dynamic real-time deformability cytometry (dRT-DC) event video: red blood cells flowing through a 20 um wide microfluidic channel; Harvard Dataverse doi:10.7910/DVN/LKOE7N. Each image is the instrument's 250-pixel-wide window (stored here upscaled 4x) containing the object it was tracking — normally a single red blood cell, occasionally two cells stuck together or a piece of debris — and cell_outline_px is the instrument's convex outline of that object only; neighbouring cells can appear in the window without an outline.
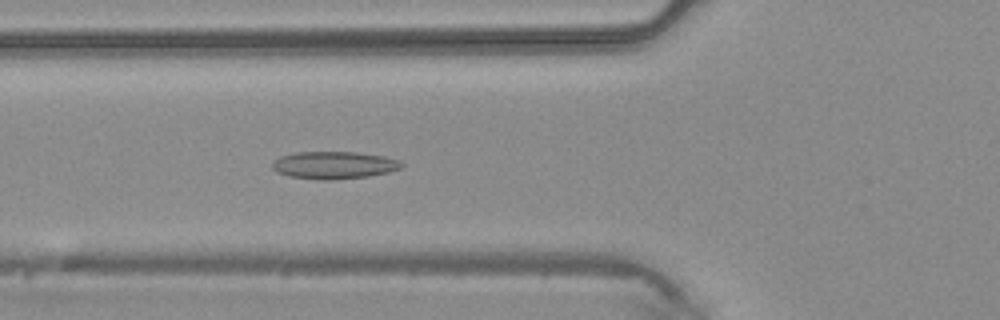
{"species": "common noctule bat (a hibernating species)", "species_latin": "Nyctalus noctula", "temperature_condition": "warm", "stored_images_in_passage": 42, "camera_frame_rate_fps": 3000, "um_per_image_px": 0.085, "animal": {"sex": "male", "body_mass_g": 20.4}, "frame": {"image": 1, "passage_image": 15, "time_ms": 4.667, "image_size_px": [1000, 320], "cell_outline_px": [[404, 164], [400, 168], [388, 172], [368, 176], [332, 180], [320, 180], [288, 176], [276, 172], [272, 168], [272, 164], [280, 156], [296, 152], [356, 152], [384, 156], [400, 160]], "centroid_in_image_um": [28.39, 14.04], "position_along_channel_um": 97.4, "area_um2": 20.69}}
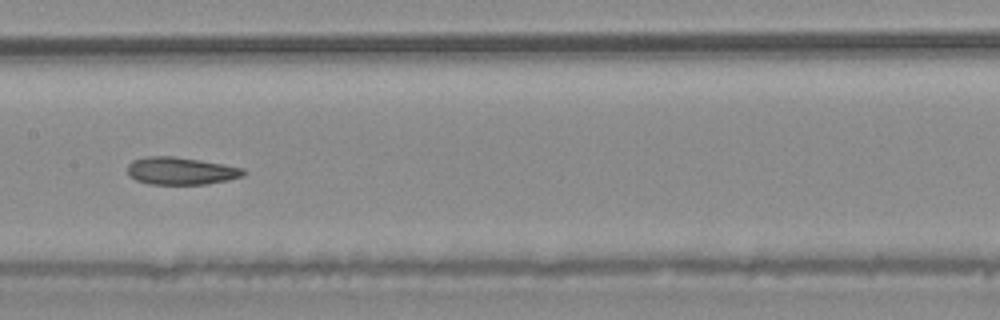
{"frame": {"image": 2, "passage_image": 21, "time_ms": 6.667, "image_size_px": [1000, 320], "cell_outline_px": [[248, 172], [244, 176], [228, 180], [204, 184], [148, 184], [136, 180], [128, 176], [128, 164], [132, 160], [144, 156], [176, 156], [224, 164], [244, 168]], "centroid_in_image_um": [15.38, 14.52], "position_along_channel_um": 192.0, "area_um2": 18.84}}
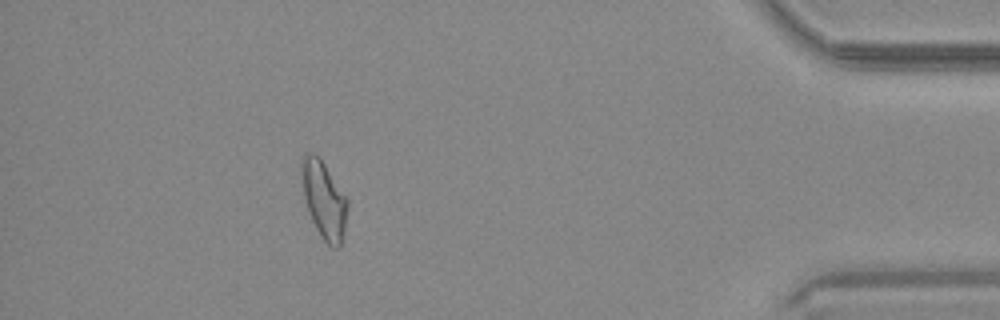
{"frame": {"image": 3, "passage_image": 38, "time_ms": 12.333, "image_size_px": [1000, 320], "cell_outline_px": [[348, 204], [344, 232], [340, 248], [332, 248], [320, 236], [308, 212], [304, 200], [300, 168], [300, 164], [304, 152], [312, 152], [320, 156], [348, 200]], "centroid_in_image_um": [27.51, 16.95], "position_along_channel_um": 407.7, "area_um2": 20.98}}